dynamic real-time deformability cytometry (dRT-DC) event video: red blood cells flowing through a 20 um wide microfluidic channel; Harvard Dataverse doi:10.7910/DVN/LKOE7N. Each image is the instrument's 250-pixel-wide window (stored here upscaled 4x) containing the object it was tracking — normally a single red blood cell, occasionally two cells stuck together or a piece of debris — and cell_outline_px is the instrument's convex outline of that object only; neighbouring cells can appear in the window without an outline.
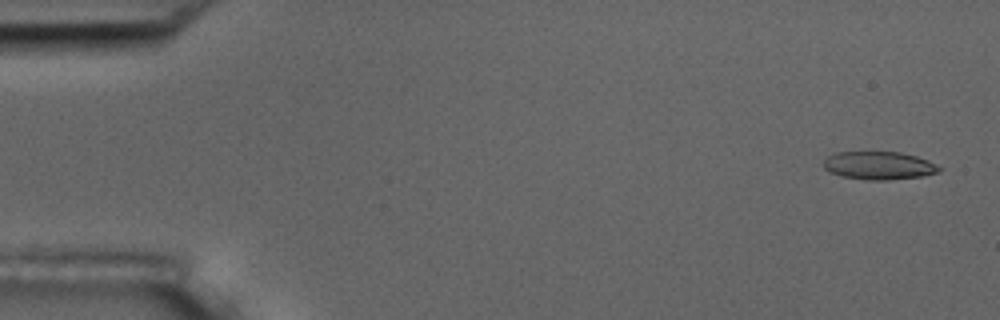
{"species": "common noctule bat (a hibernating species)", "species_latin": "Nyctalus noctula", "temperature_condition": "room temperature", "stored_images_in_passage": 5, "camera_frame_rate_fps": 3000, "um_per_image_px": 0.085, "animal": {"sex": "male", "body_mass_g": 17.5, "forearm_length_mm": 52.3}, "frame": {"image": 1, "passage_image": 1, "time_ms": 0.0, "image_size_px": [1000, 320], "cell_outline_px": [[944, 168], [940, 172], [920, 176], [888, 180], [868, 180], [840, 176], [828, 172], [824, 168], [824, 160], [828, 156], [836, 152], [900, 152], [916, 156], [928, 160]], "centroid_in_image_um": [74.71, 14.07], "position_along_channel_um": 10.3, "area_um2": 19.02}}
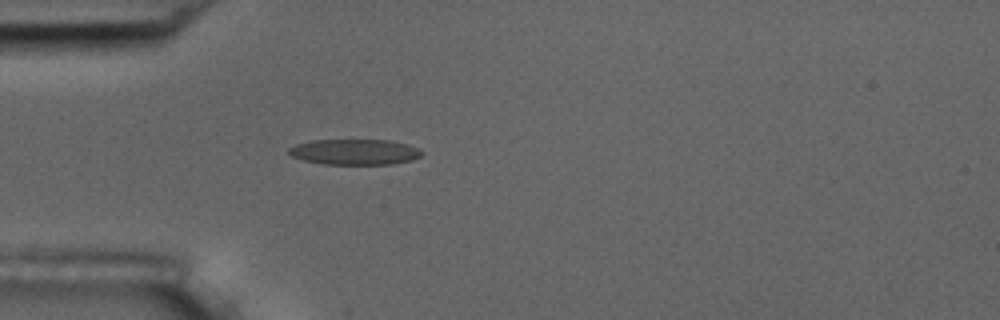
{"frame": {"image": 2, "passage_image": 5, "time_ms": 1.333, "image_size_px": [1000, 320], "cell_outline_px": [[420, 156], [412, 160], [392, 164], [324, 164], [304, 160], [292, 156], [288, 152], [288, 148], [296, 144], [312, 140], [388, 140], [408, 144], [416, 148], [420, 152]], "centroid_in_image_um": [30.11, 12.91], "position_along_channel_um": 54.9, "area_um2": 19.65}}